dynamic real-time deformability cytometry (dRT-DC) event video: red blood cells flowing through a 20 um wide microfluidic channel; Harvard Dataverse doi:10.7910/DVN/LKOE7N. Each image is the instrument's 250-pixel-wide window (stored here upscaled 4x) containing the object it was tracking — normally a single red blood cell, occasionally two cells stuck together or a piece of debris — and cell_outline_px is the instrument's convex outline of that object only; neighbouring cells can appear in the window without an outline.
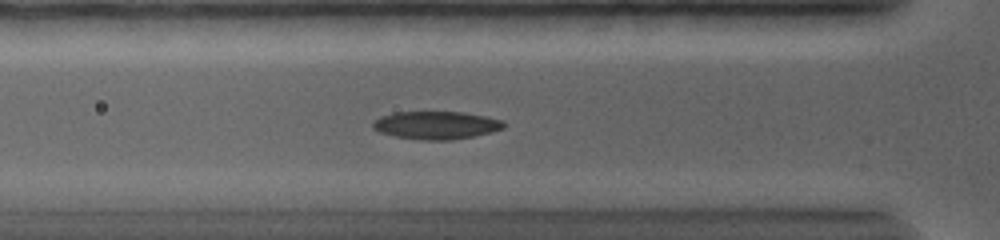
{"species": "common noctule bat (a hibernating species)", "species_latin": "Nyctalus noctula", "temperature_condition": "warm", "stored_images_in_passage": 19, "camera_frame_rate_fps": 5000, "um_per_image_px": 0.085, "animal": {"sex": "female", "body_mass_g": 19.0, "forearm_length_mm": 56.7}, "frame": {"image": 1, "passage_image": 6, "time_ms": 4.0, "image_size_px": [1000, 240], "cell_outline_px": [[504, 128], [492, 132], [452, 140], [420, 140], [396, 136], [380, 132], [372, 128], [372, 124], [380, 116], [396, 112], [464, 112], [504, 120]], "centroid_in_image_um": [37.09, 10.64], "position_along_channel_um": 88.7, "area_um2": 21.21}}
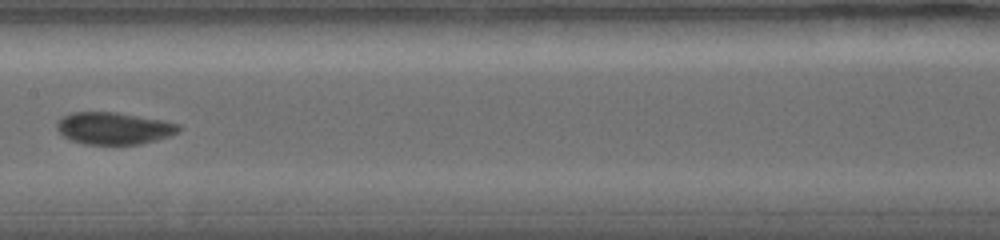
{"frame": {"image": 2, "passage_image": 10, "time_ms": 7.2, "image_size_px": [1000, 240], "cell_outline_px": [[184, 128], [180, 132], [156, 140], [140, 144], [84, 144], [72, 140], [64, 136], [56, 128], [56, 124], [60, 116], [72, 112], [116, 112], [160, 120], [180, 124]], "centroid_in_image_um": [9.68, 10.9], "position_along_channel_um": 197.7, "area_um2": 22.83}}
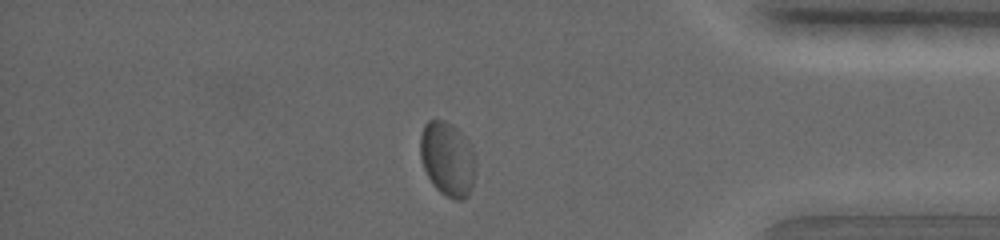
{"frame": {"image": 3, "passage_image": 18, "time_ms": 13.8, "image_size_px": [1000, 240], "cell_outline_px": [[476, 168], [472, 188], [468, 196], [460, 200], [456, 200], [440, 192], [432, 184], [424, 168], [420, 156], [420, 136], [424, 124], [428, 120], [444, 120], [452, 124], [468, 140], [476, 160]], "centroid_in_image_um": [38.05, 13.5], "position_along_channel_um": 397.2, "area_um2": 24.16}, "authors_computed_cell_mechanics": {"area_um2": 23.0044, "velocity_mm_per_s": 3.4113, "shape_relaxation_time_tau1_ms": 6.6192, "shape_relaxation_time_tau2_ms": null, "deformation_change_tau1": 0.1345, "deformation_change_tau2": null}}